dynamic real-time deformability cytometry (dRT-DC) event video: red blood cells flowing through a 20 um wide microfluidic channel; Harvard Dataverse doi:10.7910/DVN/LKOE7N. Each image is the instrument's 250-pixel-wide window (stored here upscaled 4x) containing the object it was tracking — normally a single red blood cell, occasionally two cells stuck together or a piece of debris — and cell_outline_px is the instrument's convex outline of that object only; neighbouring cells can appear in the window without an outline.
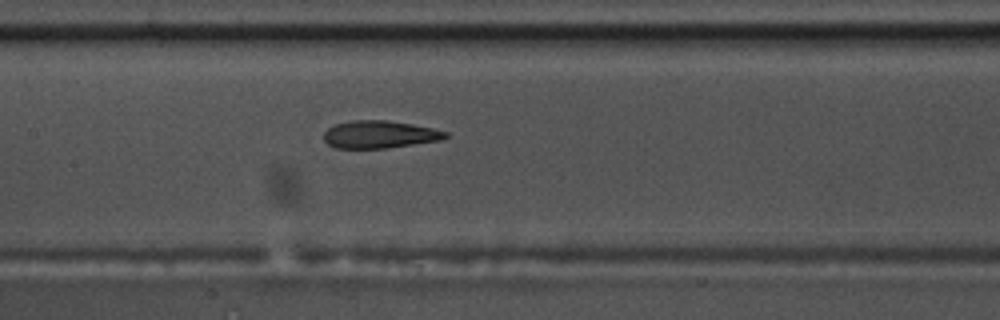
{"species": "common noctule bat (a hibernating species)", "species_latin": "Nyctalus noctula", "temperature_condition": "warm", "stored_images_in_passage": 52, "camera_frame_rate_fps": 3000, "um_per_image_px": 0.085, "animal": {"sex": "male", "body_mass_g": 17.5, "forearm_length_mm": 52.3}, "frame": {"image": 1, "passage_image": 23, "time_ms": 7.333, "image_size_px": [1000, 320], "cell_outline_px": [[448, 136], [440, 140], [384, 148], [332, 148], [324, 140], [324, 132], [328, 128], [336, 124], [352, 120], [388, 120], [412, 124], [432, 128], [448, 132]], "centroid_in_image_um": [32.23, 11.42], "position_along_channel_um": 175.2, "area_um2": 19.42}}
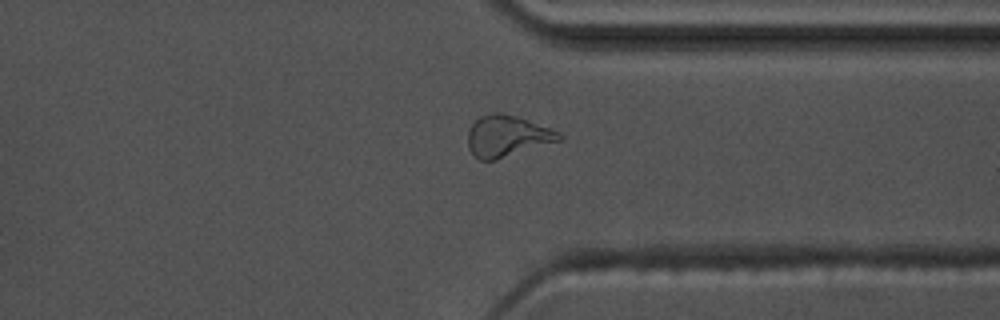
{"frame": {"image": 2, "passage_image": 39, "time_ms": 12.667, "image_size_px": [1000, 320], "cell_outline_px": [[564, 136], [560, 140], [496, 160], [480, 160], [468, 148], [468, 132], [472, 124], [480, 116], [492, 112], [504, 112], [552, 128], [560, 132]], "centroid_in_image_um": [43.12, 11.55], "position_along_channel_um": 368.3, "area_um2": 21.96}}
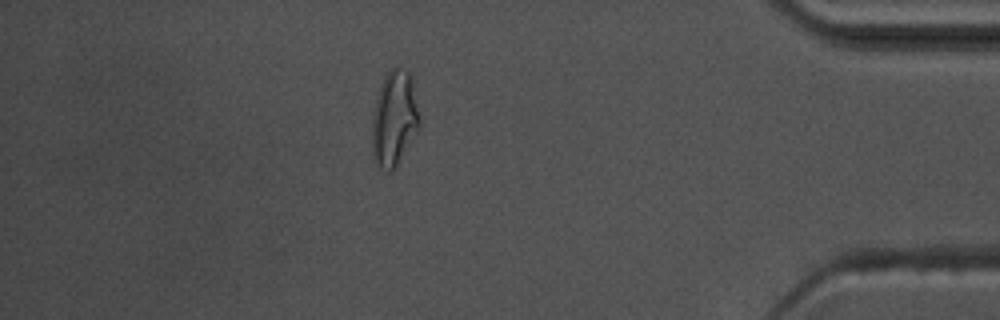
{"frame": {"image": 3, "passage_image": 45, "time_ms": 14.667, "image_size_px": [1000, 320], "cell_outline_px": [[420, 128], [396, 168], [392, 172], [388, 172], [372, 160], [372, 116], [376, 96], [380, 84], [388, 68], [396, 64], [408, 72], [412, 76], [420, 116]], "centroid_in_image_um": [33.52, 10.05], "position_along_channel_um": 401.7, "area_um2": 27.28}, "authors_computed_cell_mechanics": {"area_um2": 20.3745, "velocity_mm_per_s": 3.6396, "shape_relaxation_time_tau1_ms": null, "shape_relaxation_time_tau2_ms": 1.9589, "deformation_change_tau1": null, "deformation_change_tau2": 0.109}}